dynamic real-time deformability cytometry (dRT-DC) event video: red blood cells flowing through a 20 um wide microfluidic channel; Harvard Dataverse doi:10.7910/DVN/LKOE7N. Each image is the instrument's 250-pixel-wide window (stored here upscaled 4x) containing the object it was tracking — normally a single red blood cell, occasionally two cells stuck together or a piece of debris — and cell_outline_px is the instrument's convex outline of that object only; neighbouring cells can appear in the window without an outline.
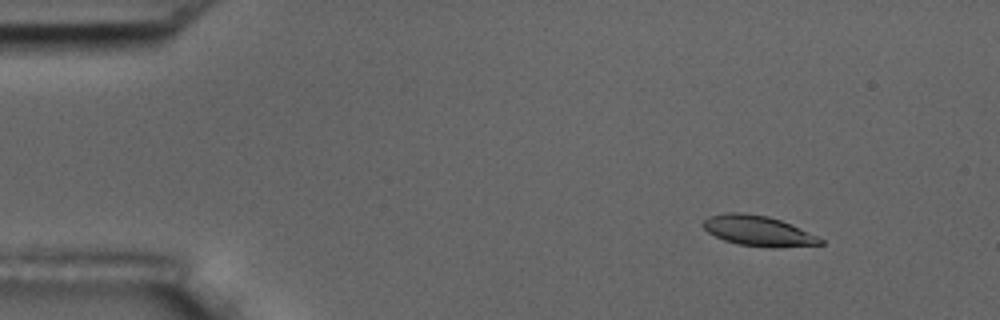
{"species": "common noctule bat (a hibernating species)", "species_latin": "Nyctalus noctula", "temperature_condition": "room temperature", "stored_images_in_passage": 52, "camera_frame_rate_fps": 3000, "um_per_image_px": 0.085, "animal": {"sex": "male", "body_mass_g": 17.5, "forearm_length_mm": 52.3}, "frame": {"image": 1, "passage_image": 2, "time_ms": 0.333, "image_size_px": [1000, 320], "cell_outline_px": [[824, 244], [776, 248], [772, 248], [740, 244], [724, 240], [708, 232], [704, 228], [704, 220], [708, 216], [724, 212], [744, 212], [768, 216], [780, 220], [816, 236], [824, 240]], "centroid_in_image_um": [64.43, 19.61], "position_along_channel_um": 20.6, "area_um2": 20.52}}
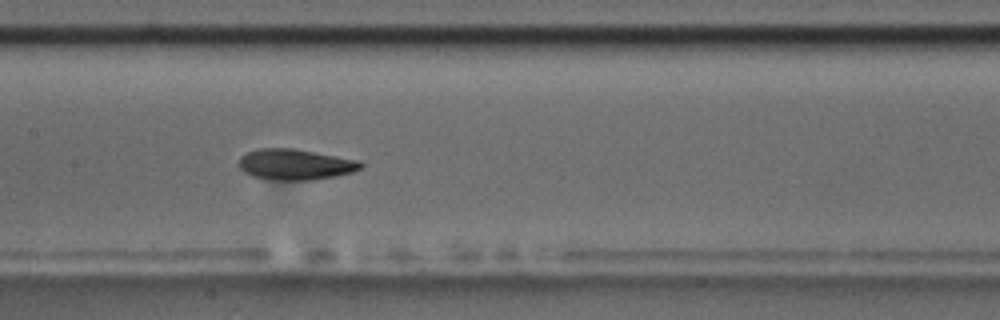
{"frame": {"image": 2, "passage_image": 23, "time_ms": 7.333, "image_size_px": [1000, 320], "cell_outline_px": [[364, 164], [360, 168], [352, 172], [336, 176], [312, 180], [272, 180], [252, 176], [244, 172], [240, 168], [240, 156], [248, 152], [260, 148], [292, 148], [360, 160]], "centroid_in_image_um": [25.11, 13.98], "position_along_channel_um": 182.3, "area_um2": 21.85}}
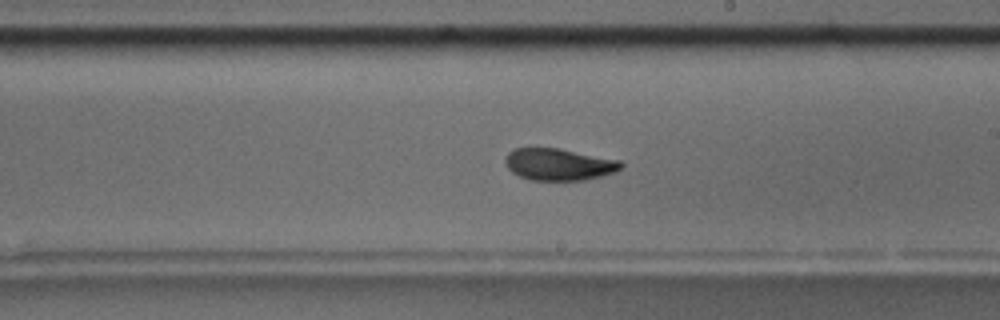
{"frame": {"image": 3, "passage_image": 28, "time_ms": 9.0, "image_size_px": [1000, 320], "cell_outline_px": [[624, 164], [616, 172], [584, 180], [528, 180], [512, 172], [504, 164], [504, 156], [508, 152], [516, 148], [560, 148], [620, 160]], "centroid_in_image_um": [47.48, 13.97], "position_along_channel_um": 241.5, "area_um2": 21.68}, "authors_computed_cell_mechanics": {"area_um2": 21.7617, "velocity_mm_per_s": 3.5776, "shape_relaxation_time_tau1_ms": 2.9185, "shape_relaxation_time_tau2_ms": 1.3611, "deformation_change_tau1": 0.1521, "deformation_change_tau2": 0.0708}}